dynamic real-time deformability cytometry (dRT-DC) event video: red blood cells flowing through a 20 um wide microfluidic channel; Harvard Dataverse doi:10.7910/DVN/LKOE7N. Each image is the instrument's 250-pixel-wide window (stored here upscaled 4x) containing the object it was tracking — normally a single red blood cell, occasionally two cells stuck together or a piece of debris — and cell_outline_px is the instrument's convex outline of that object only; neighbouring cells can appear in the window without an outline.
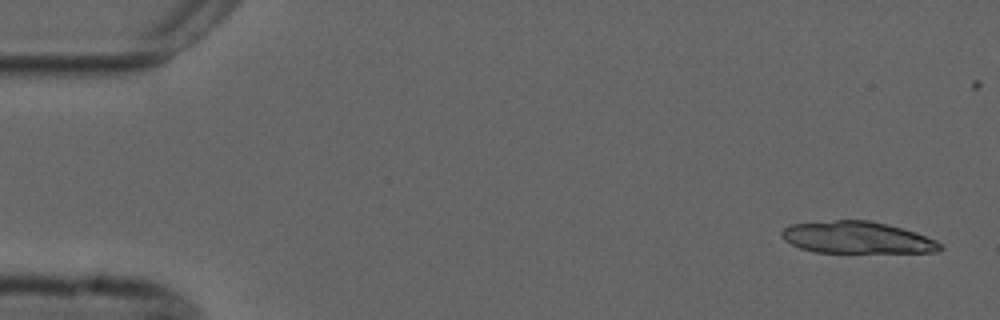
{"species": "common noctule bat (a hibernating species)", "species_latin": "Nyctalus noctula", "temperature_condition": "cold", "stored_images_in_passage": 5, "camera_frame_rate_fps": 3000, "um_per_image_px": 0.085, "animal": {"sex": "male", "forearm_length_mm": 52.5}, "frame": {"image": 1, "passage_image": 1, "time_ms": 0.0, "image_size_px": [1000, 320], "cell_outline_px": [[944, 248], [940, 252], [812, 252], [800, 248], [784, 240], [780, 236], [780, 232], [788, 224], [836, 220], [868, 220], [888, 224], [936, 240]], "centroid_in_image_um": [72.8, 20.19], "position_along_channel_um": 12.2, "area_um2": 29.36}}